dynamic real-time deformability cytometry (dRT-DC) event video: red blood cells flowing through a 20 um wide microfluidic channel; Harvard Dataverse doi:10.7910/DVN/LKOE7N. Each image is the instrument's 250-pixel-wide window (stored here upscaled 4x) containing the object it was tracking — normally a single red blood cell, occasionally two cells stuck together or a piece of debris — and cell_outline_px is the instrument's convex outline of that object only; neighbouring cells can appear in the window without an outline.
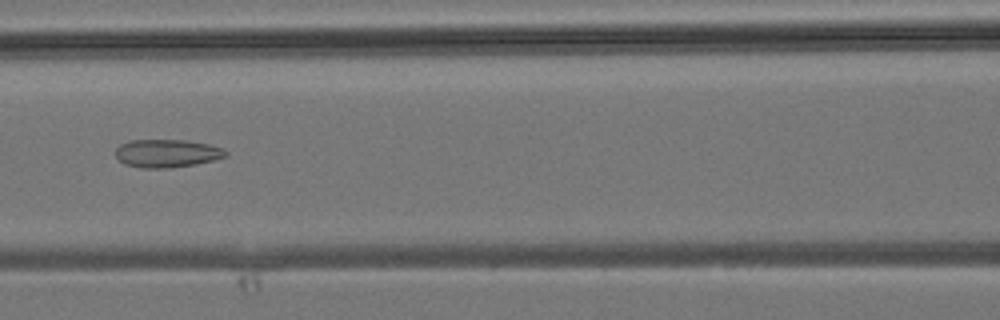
{"species": "common noctule bat (a hibernating species)", "species_latin": "Nyctalus noctula", "temperature_condition": "room temperature", "stored_images_in_passage": 42, "camera_frame_rate_fps": 3000, "um_per_image_px": 0.085, "animal": {"sex": "male", "body_mass_g": 19.2, "forearm_length_mm": 51.8}, "frame": {"image": 1, "passage_image": 19, "time_ms": 6.0, "image_size_px": [1000, 320], "cell_outline_px": [[228, 156], [196, 164], [168, 168], [140, 168], [124, 164], [116, 156], [116, 148], [120, 144], [128, 140], [188, 140], [208, 144], [224, 148], [228, 152]], "centroid_in_image_um": [14.19, 13.03], "position_along_channel_um": 152.4, "area_um2": 18.15}}
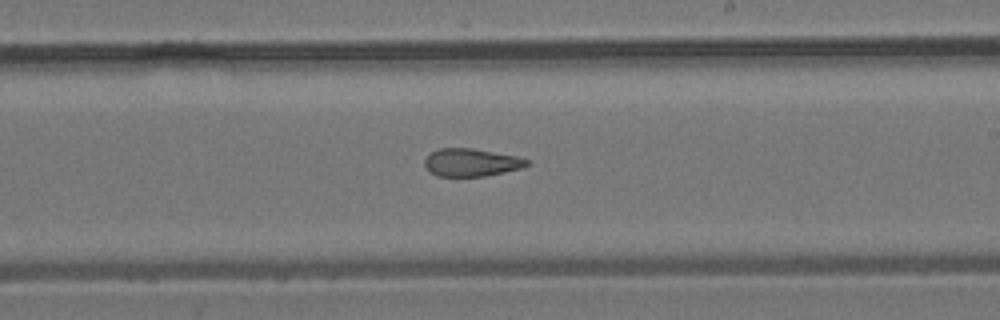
{"frame": {"image": 2, "passage_image": 25, "time_ms": 8.0, "image_size_px": [1000, 320], "cell_outline_px": [[528, 164], [520, 168], [504, 172], [484, 176], [436, 176], [424, 164], [424, 160], [432, 152], [440, 148], [472, 148], [516, 156], [528, 160]], "centroid_in_image_um": [40.04, 13.8], "position_along_channel_um": 249.0, "area_um2": 16.24}}
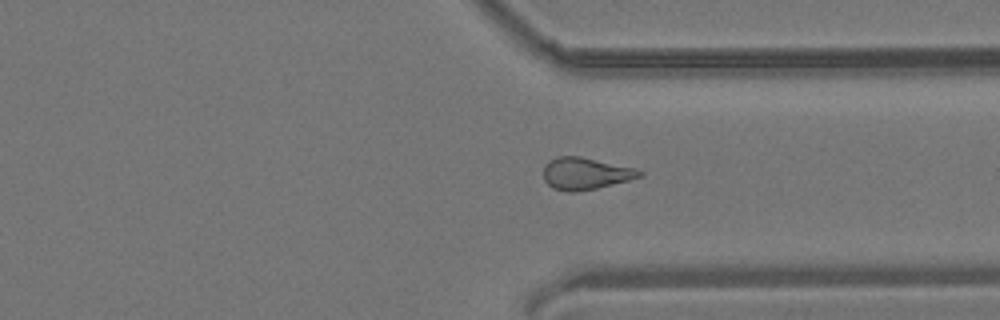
{"frame": {"image": 3, "passage_image": 32, "time_ms": 10.333, "image_size_px": [1000, 320], "cell_outline_px": [[644, 172], [640, 176], [628, 180], [596, 188], [576, 192], [568, 192], [552, 188], [544, 180], [544, 164], [548, 160], [556, 156], [580, 156], [636, 168]], "centroid_in_image_um": [49.72, 14.74], "position_along_channel_um": 361.7, "area_um2": 17.92}}